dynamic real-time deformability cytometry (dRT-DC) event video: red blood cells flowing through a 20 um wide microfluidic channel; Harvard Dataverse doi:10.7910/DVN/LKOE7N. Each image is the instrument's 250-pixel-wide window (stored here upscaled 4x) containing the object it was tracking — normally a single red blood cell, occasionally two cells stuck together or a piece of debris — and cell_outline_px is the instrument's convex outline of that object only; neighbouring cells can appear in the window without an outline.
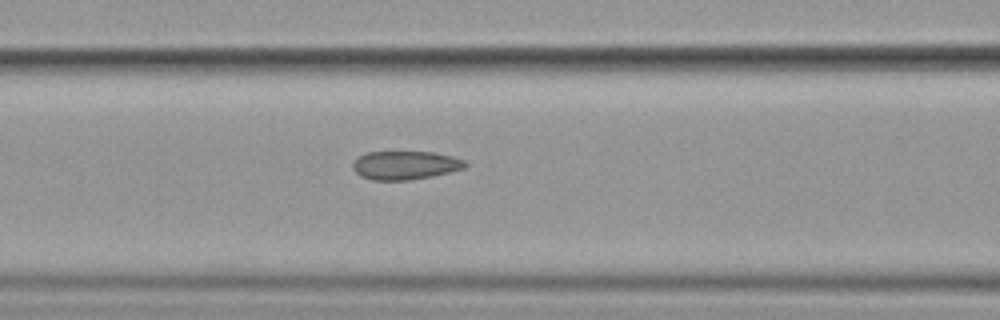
{"species": "common noctule bat (a hibernating species)", "species_latin": "Nyctalus noctula", "temperature_condition": "cold", "stored_images_in_passage": 7, "camera_frame_rate_fps": 3000, "um_per_image_px": 0.085, "animal": {"sex": "female", "body_mass_g": 19.9}, "frame": {"image": 1, "passage_image": 7, "time_ms": 8.0, "image_size_px": [1000, 320], "cell_outline_px": [[468, 164], [464, 168], [432, 176], [408, 180], [372, 180], [360, 176], [352, 168], [352, 164], [356, 156], [368, 152], [432, 152], [452, 156], [464, 160]], "centroid_in_image_um": [34.4, 14.04], "position_along_channel_um": 132.2, "area_um2": 18.73}}